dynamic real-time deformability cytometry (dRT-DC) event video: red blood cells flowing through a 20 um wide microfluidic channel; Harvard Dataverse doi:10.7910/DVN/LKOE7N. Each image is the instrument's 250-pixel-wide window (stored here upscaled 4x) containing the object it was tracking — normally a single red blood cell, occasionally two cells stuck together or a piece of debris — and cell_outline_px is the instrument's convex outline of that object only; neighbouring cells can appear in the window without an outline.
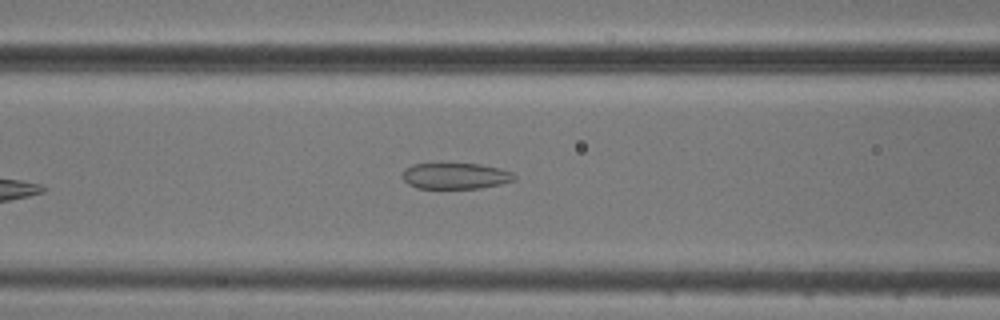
{"species": "common noctule bat (a hibernating species)", "species_latin": "Nyctalus noctula", "temperature_condition": "cold", "stored_images_in_passage": 5, "camera_frame_rate_fps": 3000, "um_per_image_px": 0.085, "animal": {"sex": "male", "body_mass_g": 20.5, "forearm_length_mm": 52.5}, "frame": {"image": 1, "passage_image": 5, "time_ms": 5.0, "image_size_px": [1000, 320], "cell_outline_px": [[516, 180], [500, 184], [480, 188], [416, 188], [408, 184], [404, 180], [404, 168], [412, 164], [440, 160], [480, 164], [500, 168], [512, 172], [516, 176]], "centroid_in_image_um": [38.68, 14.89], "position_along_channel_um": 127.9, "area_um2": 17.92}}